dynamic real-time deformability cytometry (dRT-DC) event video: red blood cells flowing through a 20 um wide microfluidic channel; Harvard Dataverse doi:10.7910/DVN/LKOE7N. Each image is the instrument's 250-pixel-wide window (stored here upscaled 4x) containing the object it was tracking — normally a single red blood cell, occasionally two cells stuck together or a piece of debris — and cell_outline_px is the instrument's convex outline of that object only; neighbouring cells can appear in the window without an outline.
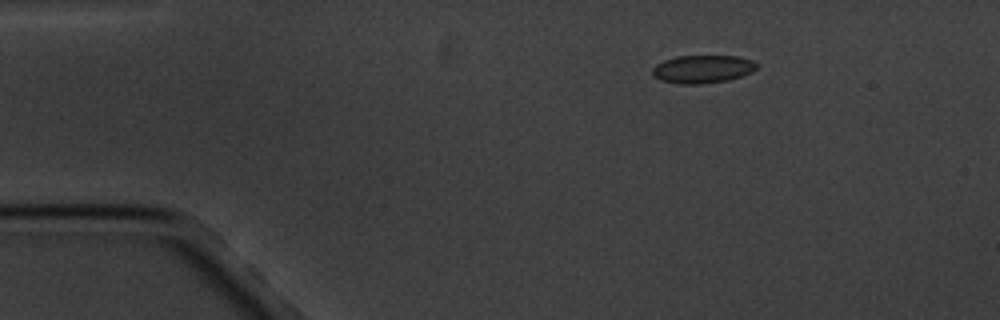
{"species": "common noctule bat (a hibernating species)", "species_latin": "Nyctalus noctula", "temperature_condition": "cold", "stored_images_in_passage": 6, "camera_frame_rate_fps": 3000, "um_per_image_px": 0.085, "animal": {"sex": "male", "body_mass_g": 20.1, "forearm_length_mm": 53.5}, "frame": {"image": 1, "passage_image": 3, "time_ms": 2.333, "image_size_px": [1000, 320], "cell_outline_px": [[756, 68], [752, 72], [728, 80], [700, 84], [680, 84], [660, 80], [652, 76], [652, 68], [656, 64], [664, 60], [676, 56], [736, 56], [752, 60], [756, 64]], "centroid_in_image_um": [59.67, 5.87], "position_along_channel_um": 25.3, "area_um2": 16.99}}
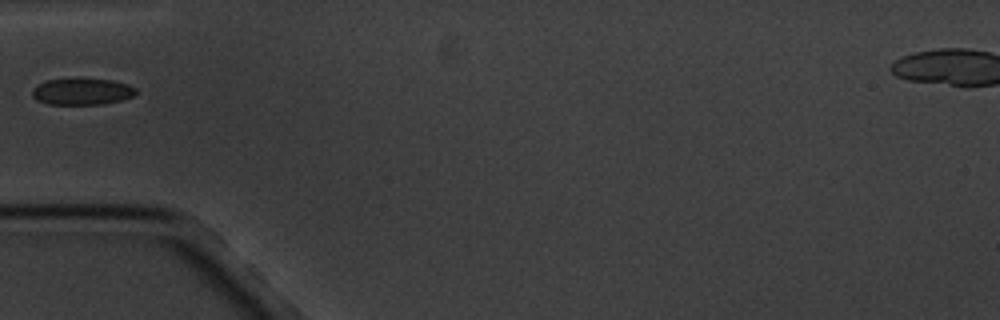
{"frame": {"image": 2, "passage_image": 6, "time_ms": 5.667, "image_size_px": [1000, 320], "cell_outline_px": [[136, 92], [132, 96], [120, 100], [104, 104], [48, 104], [36, 100], [32, 96], [32, 88], [36, 84], [48, 80], [112, 80], [128, 84], [136, 88]], "centroid_in_image_um": [6.94, 7.8], "position_along_channel_um": 78.1, "area_um2": 15.72}}